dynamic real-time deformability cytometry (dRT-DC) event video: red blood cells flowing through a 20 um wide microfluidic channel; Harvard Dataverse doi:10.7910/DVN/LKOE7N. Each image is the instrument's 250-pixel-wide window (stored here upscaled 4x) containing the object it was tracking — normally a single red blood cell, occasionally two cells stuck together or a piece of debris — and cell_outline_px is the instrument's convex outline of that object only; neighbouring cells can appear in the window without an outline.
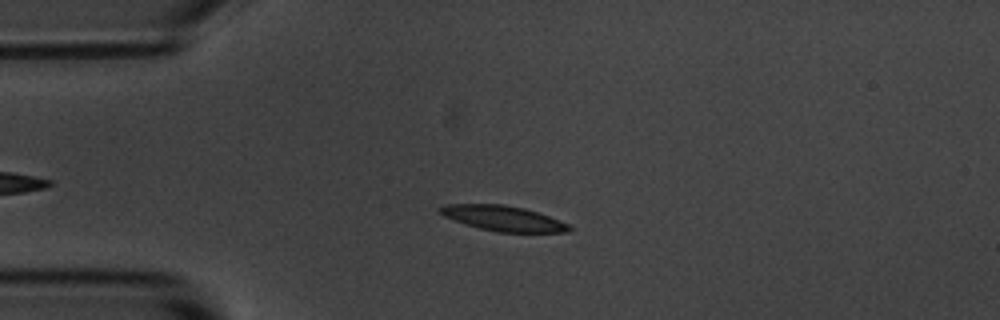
{"species": "common noctule bat (a hibernating species)", "species_latin": "Nyctalus noctula", "temperature_condition": "room temperature", "stored_images_in_passage": 47, "camera_frame_rate_fps": 3000, "um_per_image_px": 0.085, "animal": {"sex": "male", "body_mass_g": 20.1, "forearm_length_mm": 53.5}, "frame": {"image": 1, "passage_image": 13, "time_ms": 4.0, "image_size_px": [1000, 320], "cell_outline_px": [[572, 228], [568, 232], [496, 232], [464, 224], [444, 216], [436, 212], [436, 208], [444, 204], [504, 204], [524, 208], [560, 220], [568, 224]], "centroid_in_image_um": [42.7, 18.55], "position_along_channel_um": 42.3, "area_um2": 19.07}}
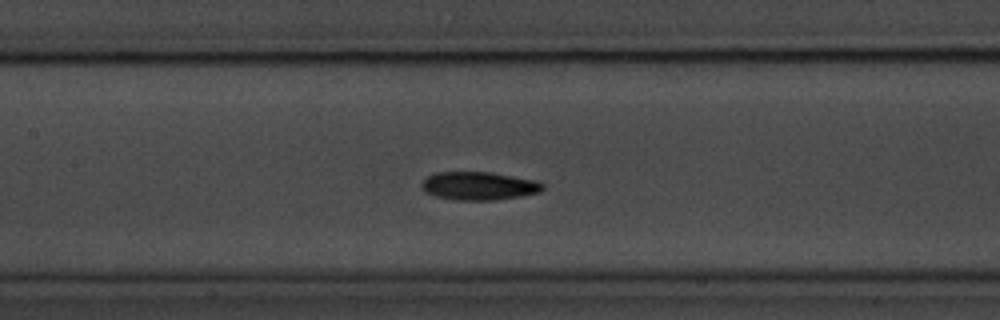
{"frame": {"image": 2, "passage_image": 25, "time_ms": 8.0, "image_size_px": [1000, 320], "cell_outline_px": [[544, 188], [540, 192], [520, 196], [496, 200], [456, 200], [436, 196], [424, 192], [420, 188], [420, 184], [428, 176], [436, 172], [488, 172], [540, 180], [544, 184]], "centroid_in_image_um": [40.72, 15.8], "position_along_channel_um": 166.7, "area_um2": 20.11}}
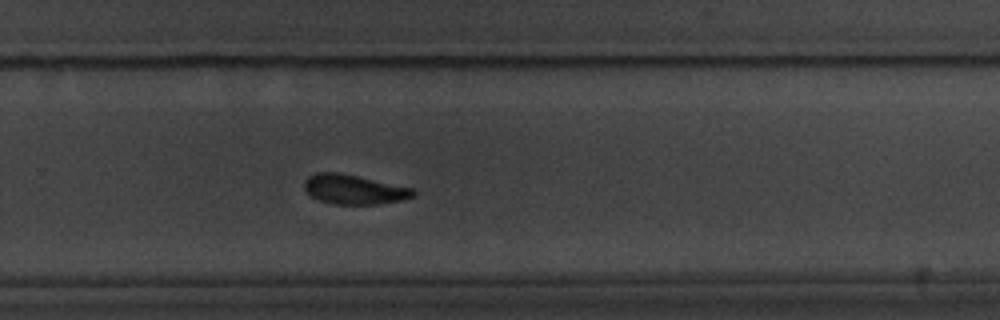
{"frame": {"image": 3, "passage_image": 36, "time_ms": 11.667, "image_size_px": [1000, 320], "cell_outline_px": [[416, 196], [400, 200], [376, 204], [332, 204], [320, 200], [312, 196], [304, 188], [304, 180], [308, 176], [316, 172], [340, 172], [412, 188], [416, 192]], "centroid_in_image_um": [30.07, 16.09], "position_along_channel_um": 299.7, "area_um2": 18.67}, "authors_computed_cell_mechanics": {"area_um2": 19.074, "velocity_mm_per_s": 3.6417, "shape_relaxation_time_tau1_ms": 3.3217, "shape_relaxation_time_tau2_ms": 2.4287, "deformation_change_tau1": 0.1306, "deformation_change_tau2": 0.0827}}